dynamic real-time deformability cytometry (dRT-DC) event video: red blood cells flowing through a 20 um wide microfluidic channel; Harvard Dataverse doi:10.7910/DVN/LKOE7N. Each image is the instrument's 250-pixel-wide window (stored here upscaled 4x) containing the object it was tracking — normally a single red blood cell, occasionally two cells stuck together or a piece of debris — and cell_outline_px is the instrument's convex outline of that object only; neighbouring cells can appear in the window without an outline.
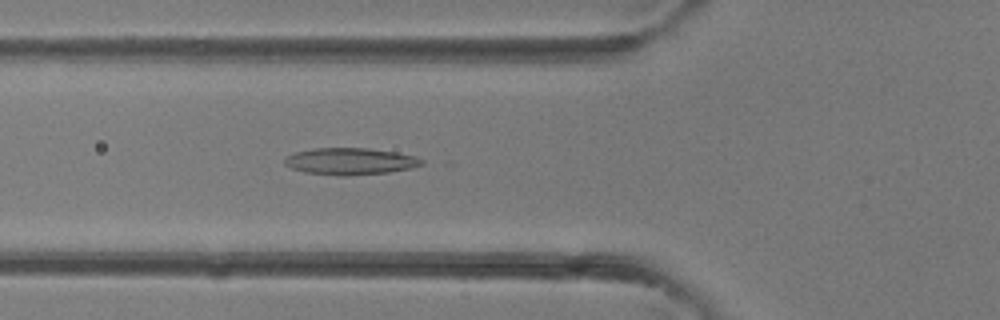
{"species": "common noctule bat (a hibernating species)", "species_latin": "Nyctalus noctula", "temperature_condition": "room temperature", "stored_images_in_passage": 36, "camera_frame_rate_fps": 3000, "um_per_image_px": 0.085, "animal": {"sex": "female"}, "frame": {"image": 1, "passage_image": 14, "time_ms": 4.333, "image_size_px": [1000, 320], "cell_outline_px": [[424, 164], [412, 168], [388, 172], [348, 176], [336, 176], [304, 172], [292, 168], [284, 164], [284, 156], [296, 152], [312, 148], [368, 148], [396, 152], [416, 156], [424, 160]], "centroid_in_image_um": [29.77, 13.71], "position_along_channel_um": 96.0, "area_um2": 21.68}}
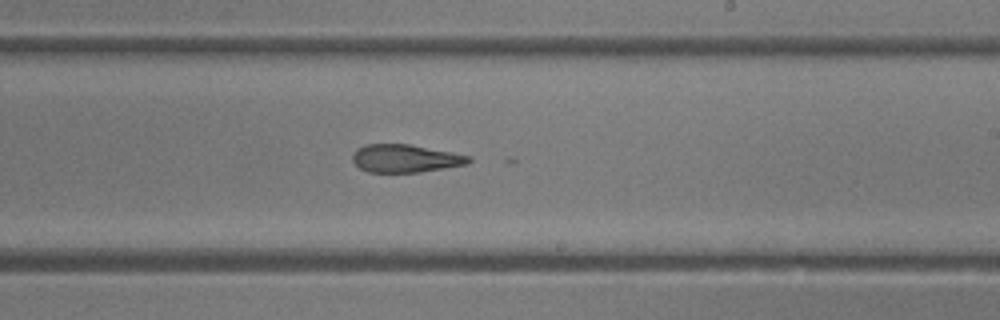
{"frame": {"image": 2, "passage_image": 23, "time_ms": 7.333, "image_size_px": [1000, 320], "cell_outline_px": [[472, 160], [468, 164], [420, 172], [368, 172], [360, 168], [352, 160], [352, 152], [356, 148], [364, 144], [408, 144], [452, 152], [472, 156]], "centroid_in_image_um": [34.44, 13.46], "position_along_channel_um": 254.6, "area_um2": 19.02}}
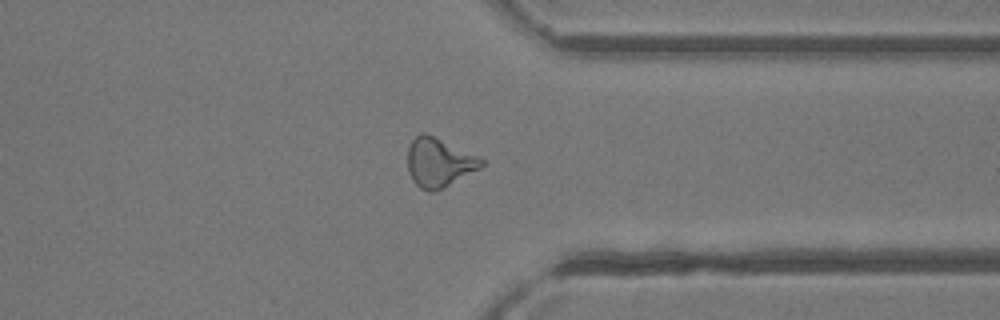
{"frame": {"image": 3, "passage_image": 30, "time_ms": 9.667, "image_size_px": [1000, 320], "cell_outline_px": [[484, 164], [480, 168], [444, 188], [432, 192], [428, 192], [420, 188], [412, 180], [408, 172], [408, 148], [412, 140], [420, 132], [424, 132], [480, 156], [484, 160]], "centroid_in_image_um": [37.32, 13.82], "position_along_channel_um": 374.1, "area_um2": 21.15}}